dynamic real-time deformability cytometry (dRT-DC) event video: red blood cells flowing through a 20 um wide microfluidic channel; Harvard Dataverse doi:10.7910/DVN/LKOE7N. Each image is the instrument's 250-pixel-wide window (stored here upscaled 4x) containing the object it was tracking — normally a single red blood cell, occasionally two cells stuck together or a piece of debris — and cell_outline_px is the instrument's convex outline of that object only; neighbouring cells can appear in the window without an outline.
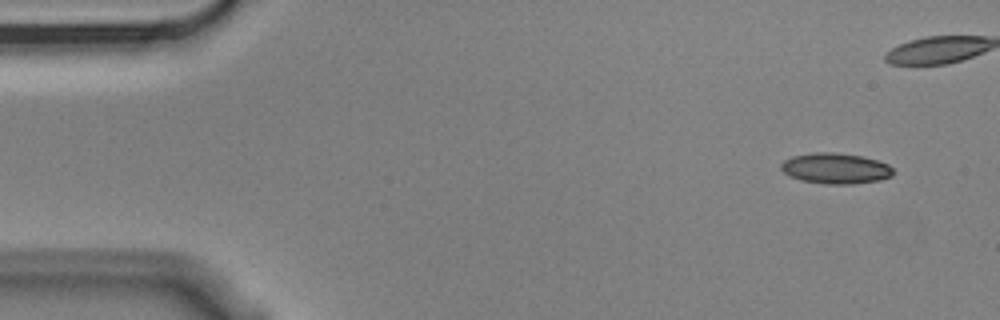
{"species": "Egyptian fruit bat (a non-hibernating species)", "species_latin": "Rousettus aegyptiacus", "temperature_condition": "cold", "stored_images_in_passage": 4, "camera_frame_rate_fps": 3000, "um_per_image_px": 0.085, "animal": {"sex": "male"}, "frame": {"image": 1, "passage_image": 1, "time_ms": 0.0, "image_size_px": [1000, 320], "cell_outline_px": [[892, 176], [880, 180], [852, 184], [824, 184], [800, 180], [788, 176], [780, 168], [780, 164], [784, 160], [792, 156], [816, 152], [832, 152], [860, 156], [876, 160], [888, 164], [892, 168]], "centroid_in_image_um": [70.98, 14.32], "position_along_channel_um": 14.0, "area_um2": 20.06}}